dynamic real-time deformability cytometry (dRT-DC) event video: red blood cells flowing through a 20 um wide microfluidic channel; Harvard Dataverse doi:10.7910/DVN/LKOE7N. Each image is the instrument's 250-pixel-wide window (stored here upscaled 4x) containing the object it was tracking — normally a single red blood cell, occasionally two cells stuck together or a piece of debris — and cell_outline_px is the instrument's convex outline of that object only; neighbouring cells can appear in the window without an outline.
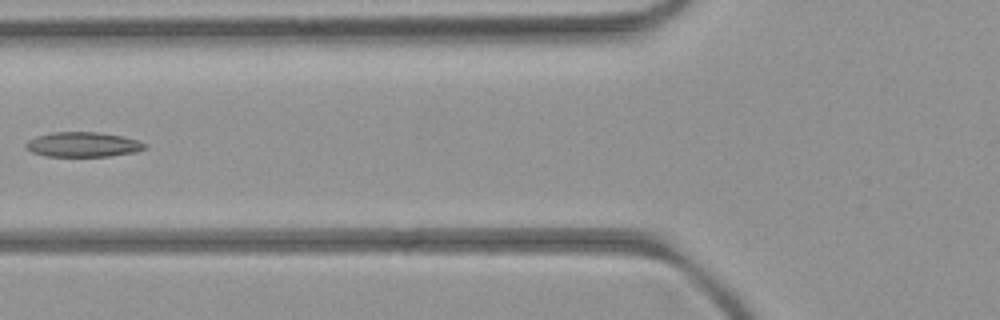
{"species": "common noctule bat (a hibernating species)", "species_latin": "Nyctalus noctula", "temperature_condition": "room temperature", "stored_images_in_passage": 6, "camera_frame_rate_fps": 3000, "um_per_image_px": 0.085, "animal": {"sex": "female", "body_mass_g": 21.9}, "frame": {"image": 1, "passage_image": 6, "time_ms": 6.333, "image_size_px": [1000, 320], "cell_outline_px": [[148, 148], [136, 152], [112, 156], [44, 156], [32, 152], [24, 148], [24, 144], [28, 140], [36, 136], [52, 132], [96, 132], [124, 136], [148, 144]], "centroid_in_image_um": [7.06, 12.29], "position_along_channel_um": 118.7, "area_um2": 17.46}}